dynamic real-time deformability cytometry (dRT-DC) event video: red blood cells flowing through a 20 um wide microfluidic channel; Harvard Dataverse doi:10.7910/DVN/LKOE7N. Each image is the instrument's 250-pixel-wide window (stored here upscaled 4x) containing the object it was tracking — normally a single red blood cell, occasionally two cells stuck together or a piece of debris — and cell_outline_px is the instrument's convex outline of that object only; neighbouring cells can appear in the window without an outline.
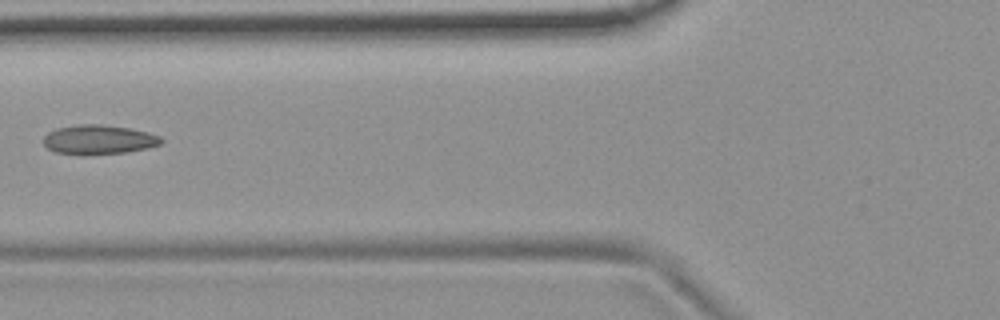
{"species": "common noctule bat (a hibernating species)", "species_latin": "Nyctalus noctula", "temperature_condition": "room temperature", "stored_images_in_passage": 6, "camera_frame_rate_fps": 3000, "um_per_image_px": 0.085, "animal": {"sex": "female", "body_mass_g": 19.9}, "frame": {"image": 1, "passage_image": 6, "time_ms": 6.667, "image_size_px": [1000, 320], "cell_outline_px": [[164, 140], [160, 144], [148, 148], [124, 152], [80, 156], [56, 152], [48, 148], [44, 144], [44, 136], [48, 132], [56, 128], [76, 124], [100, 124], [128, 128], [148, 132], [160, 136]], "centroid_in_image_um": [8.37, 11.87], "position_along_channel_um": 117.4, "area_um2": 20.35}}